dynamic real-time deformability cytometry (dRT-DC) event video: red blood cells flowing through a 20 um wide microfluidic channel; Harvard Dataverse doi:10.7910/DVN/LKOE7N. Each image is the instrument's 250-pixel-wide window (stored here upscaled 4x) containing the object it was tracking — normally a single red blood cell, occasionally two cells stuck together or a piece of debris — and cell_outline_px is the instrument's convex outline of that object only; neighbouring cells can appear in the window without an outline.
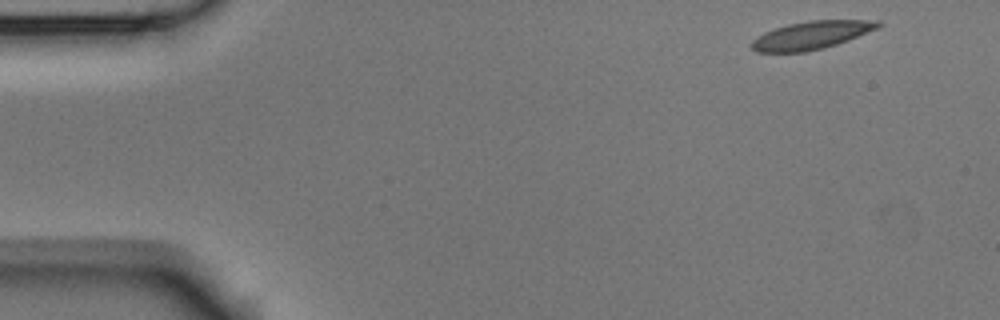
{"species": "Egyptian fruit bat (a non-hibernating species)", "species_latin": "Rousettus aegyptiacus", "temperature_condition": "room temperature", "stored_images_in_passage": 4, "camera_frame_rate_fps": 3000, "um_per_image_px": 0.085, "animal": {"sex": "male"}, "frame": {"image": 1, "passage_image": 1, "time_ms": 0.0, "image_size_px": [1000, 320], "cell_outline_px": [[884, 24], [880, 28], [848, 40], [824, 48], [804, 52], [756, 52], [748, 44], [756, 36], [764, 32], [788, 24], [808, 20], [880, 20]], "centroid_in_image_um": [68.99, 2.99], "position_along_channel_um": 16.0, "area_um2": 20.92}}
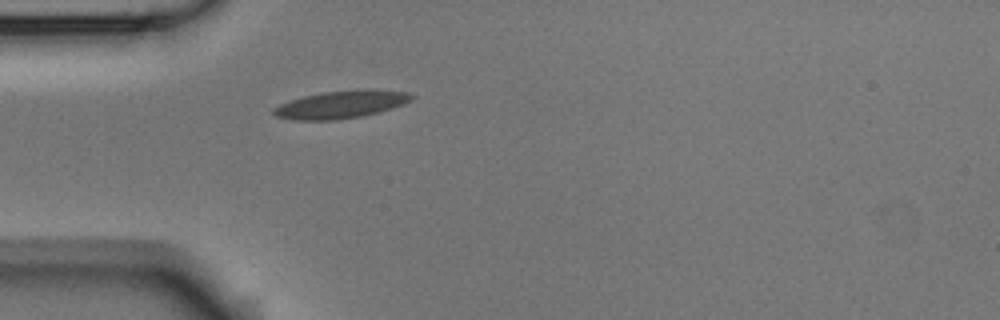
{"frame": {"image": 2, "passage_image": 4, "time_ms": 1.0, "image_size_px": [1000, 320], "cell_outline_px": [[416, 96], [412, 100], [404, 104], [380, 112], [360, 116], [332, 120], [296, 120], [276, 116], [272, 112], [272, 108], [280, 104], [304, 96], [320, 92], [408, 92]], "centroid_in_image_um": [28.92, 8.93], "position_along_channel_um": 56.1, "area_um2": 21.1}}